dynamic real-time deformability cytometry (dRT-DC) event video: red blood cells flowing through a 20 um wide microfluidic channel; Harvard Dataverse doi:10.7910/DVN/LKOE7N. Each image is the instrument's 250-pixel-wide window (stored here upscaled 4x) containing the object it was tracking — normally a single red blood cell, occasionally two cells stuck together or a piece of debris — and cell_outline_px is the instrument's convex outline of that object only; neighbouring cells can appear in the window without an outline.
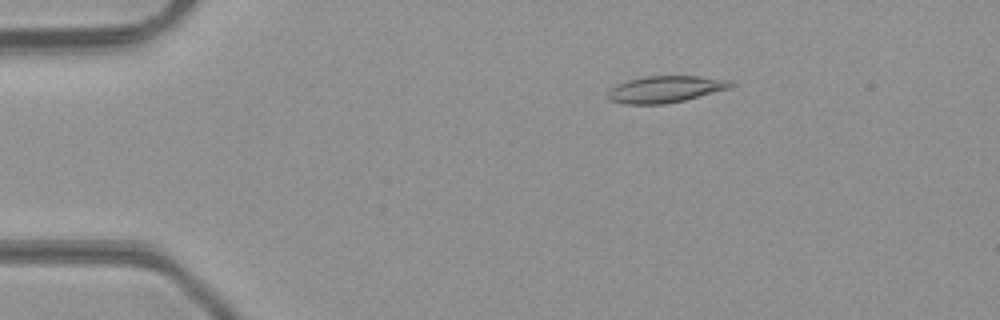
{"species": "common noctule bat (a hibernating species)", "species_latin": "Nyctalus noctula", "temperature_condition": "room temperature", "stored_images_in_passage": 43, "camera_frame_rate_fps": 3000, "um_per_image_px": 0.085, "animal": {"sex": "male", "body_mass_g": 23.1, "forearm_length_mm": 52.7}, "frame": {"image": 1, "passage_image": 4, "time_ms": 1.0, "image_size_px": [1000, 320], "cell_outline_px": [[736, 84], [728, 88], [684, 100], [664, 104], [624, 104], [612, 100], [608, 96], [608, 92], [616, 84], [628, 80], [644, 76], [700, 76], [728, 80]], "centroid_in_image_um": [56.54, 7.57], "position_along_channel_um": 28.5, "area_um2": 18.84}}
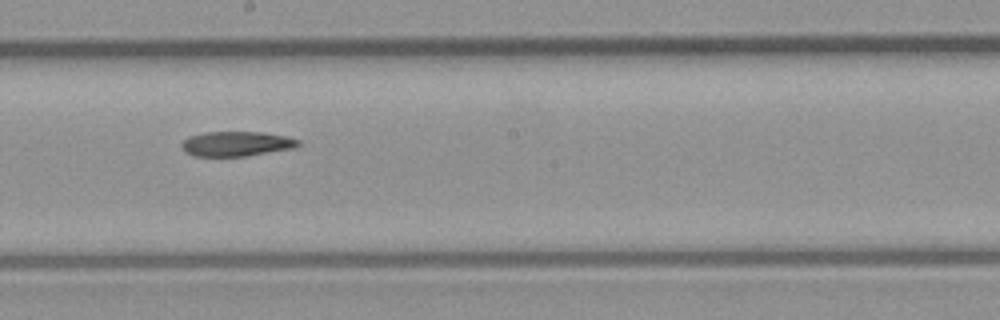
{"frame": {"image": 2, "passage_image": 22, "time_ms": 7.0, "image_size_px": [1000, 320], "cell_outline_px": [[300, 144], [296, 148], [244, 156], [196, 156], [184, 152], [180, 144], [188, 136], [204, 132], [260, 132], [288, 136], [300, 140]], "centroid_in_image_um": [20.1, 12.22], "position_along_channel_um": 228.1, "area_um2": 16.99}}
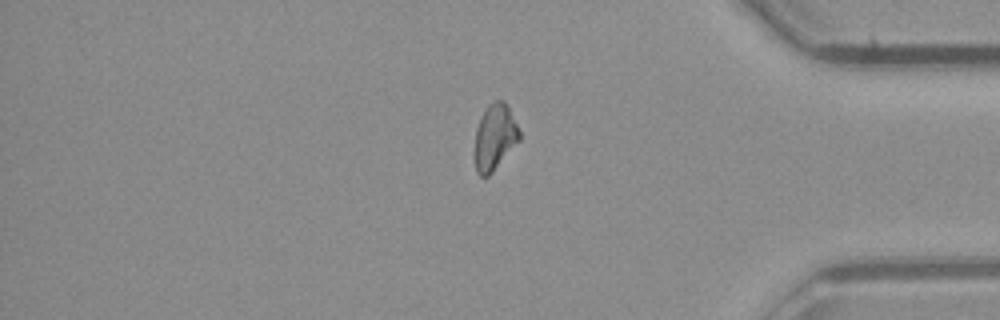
{"frame": {"image": 3, "passage_image": 35, "time_ms": 11.333, "image_size_px": [1000, 320], "cell_outline_px": [[520, 140], [492, 172], [488, 176], [480, 176], [476, 172], [472, 156], [476, 128], [480, 116], [488, 104], [492, 100], [504, 100], [508, 104], [520, 132]], "centroid_in_image_um": [42.01, 11.65], "position_along_channel_um": 393.2, "area_um2": 17.74}}